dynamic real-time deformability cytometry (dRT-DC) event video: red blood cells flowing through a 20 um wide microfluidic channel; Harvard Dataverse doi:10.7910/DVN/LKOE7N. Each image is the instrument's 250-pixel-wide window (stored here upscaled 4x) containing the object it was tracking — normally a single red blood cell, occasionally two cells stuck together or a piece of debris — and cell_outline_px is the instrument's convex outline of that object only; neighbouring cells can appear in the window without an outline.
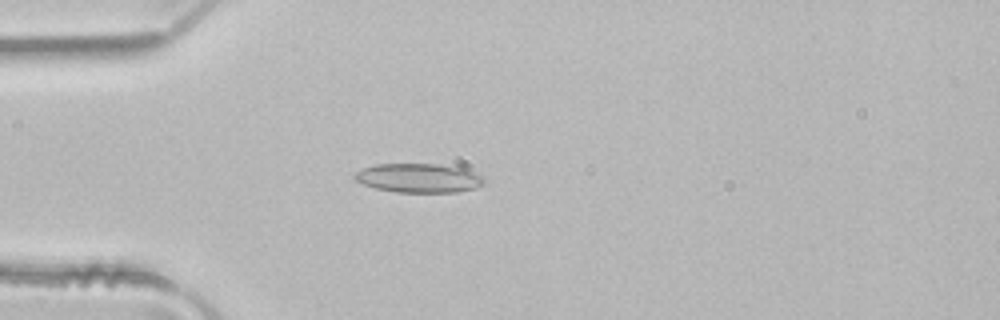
{"species": "common noctule bat (a hibernating species)", "species_latin": "Nyctalus noctula", "temperature_condition": "room temperature", "stored_images_in_passage": 3, "camera_frame_rate_fps": 3000, "um_per_image_px": 0.085, "animal": {"sex": "male", "body_mass_g": 21.5, "forearm_length_mm": 52.0}, "frame": {"image": 1, "passage_image": 3, "time_ms": 0.667, "image_size_px": [1000, 320], "cell_outline_px": [[484, 184], [476, 188], [456, 192], [396, 192], [376, 188], [364, 184], [356, 180], [352, 176], [356, 172], [364, 168], [376, 164], [436, 164], [460, 168], [484, 176]], "centroid_in_image_um": [35.6, 15.14], "position_along_channel_um": 49.4, "area_um2": 21.73}}